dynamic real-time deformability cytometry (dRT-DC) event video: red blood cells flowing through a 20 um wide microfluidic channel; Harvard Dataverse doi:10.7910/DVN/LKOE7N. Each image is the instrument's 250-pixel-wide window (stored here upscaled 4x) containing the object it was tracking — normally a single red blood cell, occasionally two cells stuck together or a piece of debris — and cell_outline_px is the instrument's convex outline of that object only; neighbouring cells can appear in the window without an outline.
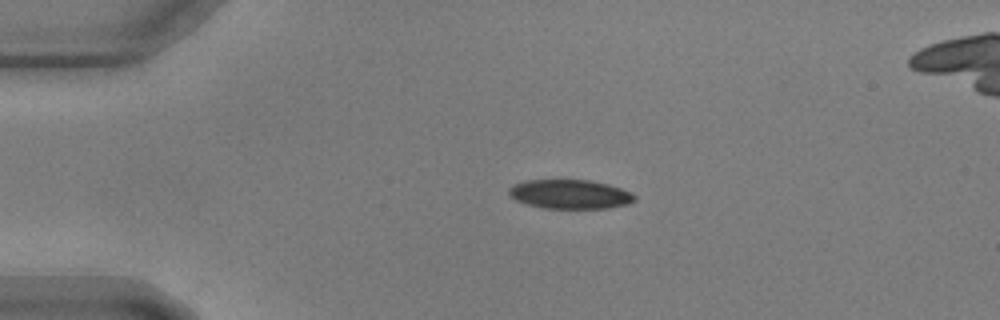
{"species": "common noctule bat (a hibernating species)", "species_latin": "Nyctalus noctula", "temperature_condition": "warm", "stored_images_in_passage": 46, "camera_frame_rate_fps": 3000, "um_per_image_px": 0.085, "animal": {"sex": "male", "body_mass_g": 17.9, "forearm_length_mm": 54.2}, "frame": {"image": 1, "passage_image": 1, "time_ms": 0.0, "image_size_px": [1000, 320], "cell_outline_px": [[636, 200], [628, 204], [608, 208], [544, 208], [528, 204], [516, 200], [508, 192], [508, 188], [524, 180], [588, 180], [608, 184], [632, 192], [636, 196]], "centroid_in_image_um": [48.48, 16.5], "position_along_channel_um": 36.5, "area_um2": 21.27}}
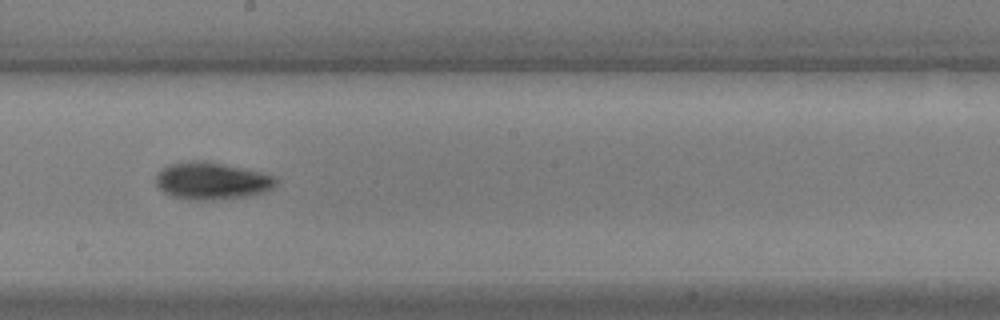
{"frame": {"image": 2, "passage_image": 21, "time_ms": 6.667, "image_size_px": [1000, 320], "cell_outline_px": [[280, 180], [272, 188], [264, 192], [248, 196], [212, 200], [188, 200], [172, 196], [164, 192], [156, 184], [156, 176], [168, 164], [188, 160], [204, 160], [224, 164], [260, 172], [272, 176]], "centroid_in_image_um": [17.99, 15.37], "position_along_channel_um": 230.2, "area_um2": 26.07}}
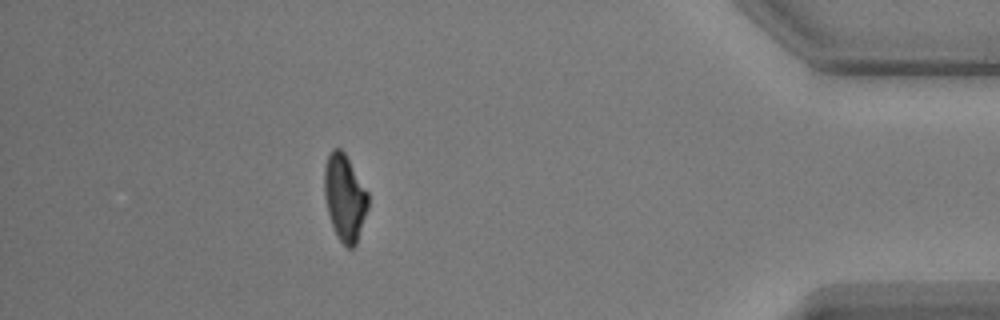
{"frame": {"image": 3, "passage_image": 40, "time_ms": 13.0, "image_size_px": [1000, 320], "cell_outline_px": [[368, 208], [356, 244], [352, 248], [348, 248], [340, 240], [332, 224], [328, 212], [324, 196], [324, 168], [328, 156], [332, 148], [340, 148], [344, 152], [368, 192]], "centroid_in_image_um": [29.3, 16.77], "position_along_channel_um": 405.9, "area_um2": 21.79}}